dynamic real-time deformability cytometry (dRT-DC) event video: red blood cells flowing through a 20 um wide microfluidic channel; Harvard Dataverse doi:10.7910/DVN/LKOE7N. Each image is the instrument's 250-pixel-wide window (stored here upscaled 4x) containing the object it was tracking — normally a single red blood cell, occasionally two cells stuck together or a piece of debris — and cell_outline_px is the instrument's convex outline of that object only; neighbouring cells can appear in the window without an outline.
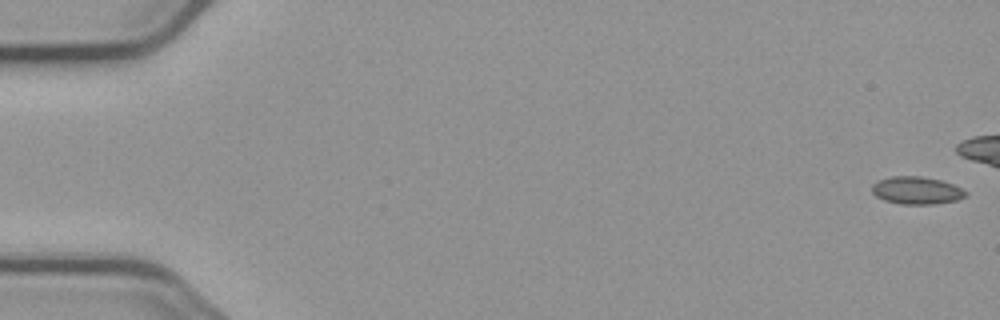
{"species": "common noctule bat (a hibernating species)", "species_latin": "Nyctalus noctula", "temperature_condition": "cold", "stored_images_in_passage": 4, "camera_frame_rate_fps": 3000, "um_per_image_px": 0.085, "animal": {"sex": "male", "body_mass_g": 23.1, "forearm_length_mm": 52.7}, "frame": {"image": 1, "passage_image": 1, "time_ms": 0.0, "image_size_px": [1000, 320], "cell_outline_px": [[968, 196], [956, 200], [932, 204], [904, 204], [884, 200], [876, 196], [872, 192], [872, 184], [880, 180], [892, 176], [920, 176], [940, 180], [952, 184], [968, 192]], "centroid_in_image_um": [77.92, 16.18], "position_along_channel_um": 7.1, "area_um2": 14.91}}